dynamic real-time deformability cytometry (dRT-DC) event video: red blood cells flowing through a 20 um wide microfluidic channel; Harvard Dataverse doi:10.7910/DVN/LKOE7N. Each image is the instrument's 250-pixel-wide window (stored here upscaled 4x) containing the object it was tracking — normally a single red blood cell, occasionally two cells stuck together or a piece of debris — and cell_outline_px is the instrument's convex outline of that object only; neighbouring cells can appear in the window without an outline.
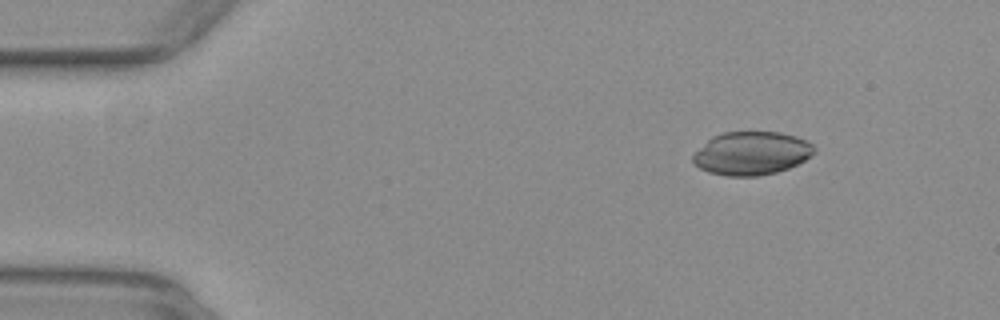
{"species": "common noctule bat (a hibernating species)", "species_latin": "Nyctalus noctula", "temperature_condition": "warm", "stored_images_in_passage": 49, "camera_frame_rate_fps": 3000, "um_per_image_px": 0.085, "animal": {"sex": "female", "body_mass_g": 29.2, "forearm_length_mm": 56.3}, "frame": {"image": 1, "passage_image": 3, "time_ms": 0.667, "image_size_px": [1000, 320], "cell_outline_px": [[816, 152], [804, 160], [788, 168], [776, 172], [756, 176], [728, 176], [708, 172], [700, 168], [692, 160], [692, 156], [712, 136], [724, 132], [780, 132], [796, 136], [812, 144], [816, 148]], "centroid_in_image_um": [63.89, 13.03], "position_along_channel_um": 21.1, "area_um2": 30.4}}
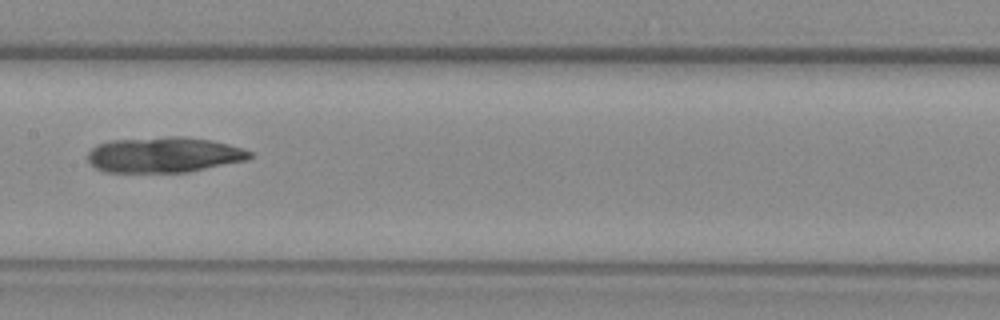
{"frame": {"image": 2, "passage_image": 23, "time_ms": 7.333, "image_size_px": [1000, 320], "cell_outline_px": [[252, 156], [248, 160], [188, 172], [104, 172], [96, 168], [88, 160], [88, 152], [96, 144], [112, 140], [168, 136], [180, 136], [212, 140], [228, 144], [252, 152]], "centroid_in_image_um": [13.93, 13.15], "position_along_channel_um": 193.5, "area_um2": 33.64}}
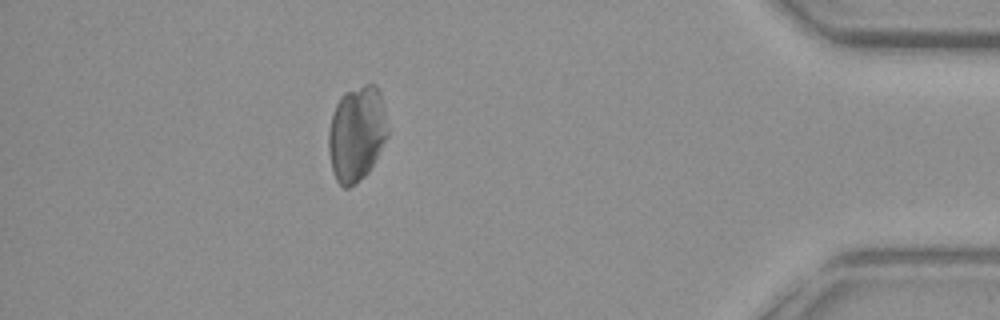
{"frame": {"image": 3, "passage_image": 43, "time_ms": 14.0, "image_size_px": [1000, 320], "cell_outline_px": [[388, 136], [368, 172], [356, 184], [348, 188], [344, 188], [336, 180], [332, 168], [328, 152], [328, 132], [332, 112], [340, 96], [344, 92], [364, 84], [376, 84], [380, 92], [384, 104], [388, 128]], "centroid_in_image_um": [30.31, 11.33], "position_along_channel_um": 404.9, "area_um2": 33.18}}